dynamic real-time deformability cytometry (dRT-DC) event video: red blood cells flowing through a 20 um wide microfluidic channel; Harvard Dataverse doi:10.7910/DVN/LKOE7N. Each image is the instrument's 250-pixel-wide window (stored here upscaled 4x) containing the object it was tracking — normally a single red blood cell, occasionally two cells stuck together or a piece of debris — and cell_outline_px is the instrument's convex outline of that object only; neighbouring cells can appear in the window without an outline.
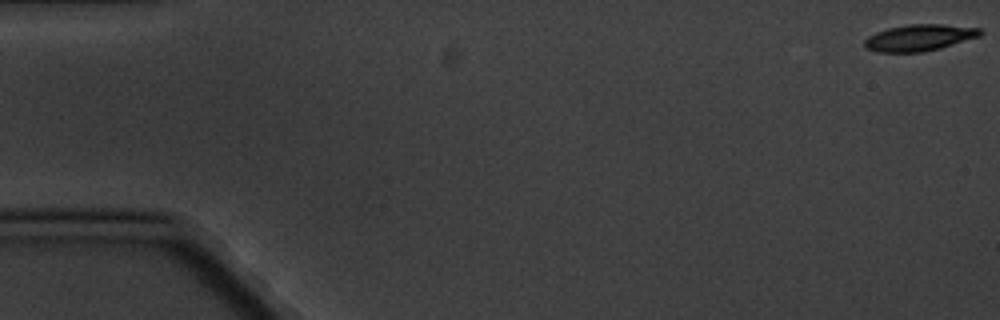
{"species": "common noctule bat (a hibernating species)", "species_latin": "Nyctalus noctula", "temperature_condition": "cold", "stored_images_in_passage": 8, "camera_frame_rate_fps": 3000, "um_per_image_px": 0.085, "animal": {"sex": "male", "body_mass_g": 20.1, "forearm_length_mm": 53.5}, "frame": {"image": 1, "passage_image": 1, "time_ms": 0.0, "image_size_px": [1000, 320], "cell_outline_px": [[984, 32], [980, 36], [940, 48], [920, 52], [876, 52], [864, 48], [864, 40], [868, 36], [876, 32], [888, 28], [908, 24], [944, 24], [980, 28]], "centroid_in_image_um": [78.13, 3.2], "position_along_channel_um": 6.9, "area_um2": 17.92}}
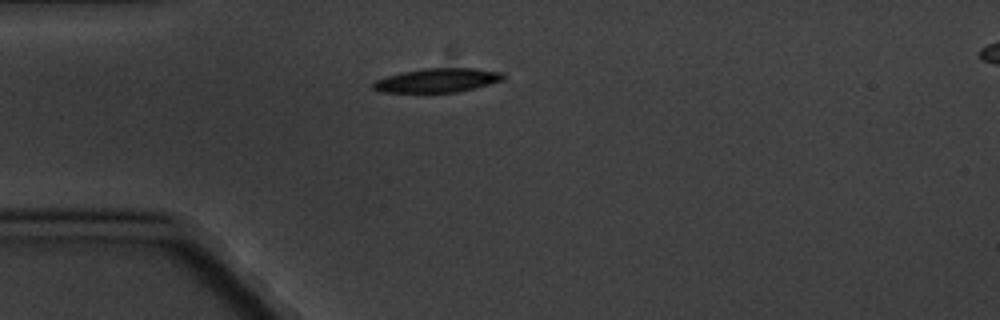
{"frame": {"image": 2, "passage_image": 5, "time_ms": 5.0, "image_size_px": [1000, 320], "cell_outline_px": [[508, 76], [504, 80], [456, 92], [380, 92], [372, 88], [372, 80], [384, 76], [400, 72], [424, 68], [476, 68], [504, 72]], "centroid_in_image_um": [37.15, 6.81], "position_along_channel_um": 47.8, "area_um2": 18.5}}